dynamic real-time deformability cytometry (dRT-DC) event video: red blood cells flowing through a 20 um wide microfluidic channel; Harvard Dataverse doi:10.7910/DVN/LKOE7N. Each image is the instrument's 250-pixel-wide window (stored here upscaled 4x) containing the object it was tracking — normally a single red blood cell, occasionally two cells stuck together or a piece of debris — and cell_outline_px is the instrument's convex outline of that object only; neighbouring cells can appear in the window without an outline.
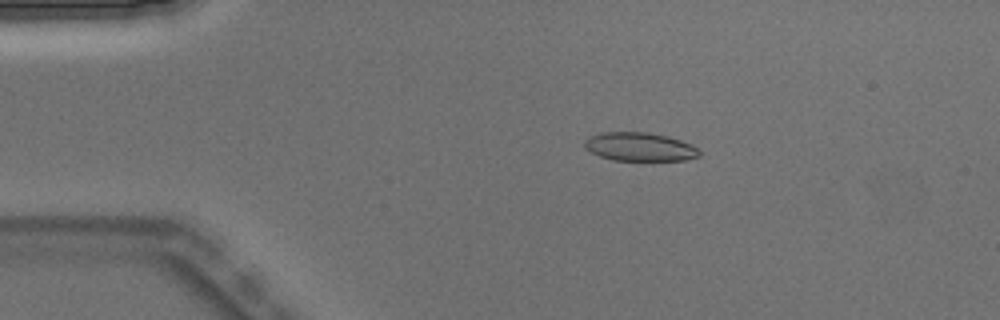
{"species": "Egyptian fruit bat (a non-hibernating species)", "species_latin": "Rousettus aegyptiacus", "temperature_condition": "warm", "stored_images_in_passage": 5, "camera_frame_rate_fps": 3000, "um_per_image_px": 0.085, "animal": {"sex": "male"}, "frame": {"image": 1, "passage_image": 3, "time_ms": 0.667, "image_size_px": [1000, 320], "cell_outline_px": [[700, 156], [684, 160], [612, 160], [600, 156], [584, 148], [584, 140], [588, 136], [600, 132], [648, 132], [668, 136], [692, 144], [700, 152]], "centroid_in_image_um": [54.34, 12.47], "position_along_channel_um": 30.7, "area_um2": 19.19}}